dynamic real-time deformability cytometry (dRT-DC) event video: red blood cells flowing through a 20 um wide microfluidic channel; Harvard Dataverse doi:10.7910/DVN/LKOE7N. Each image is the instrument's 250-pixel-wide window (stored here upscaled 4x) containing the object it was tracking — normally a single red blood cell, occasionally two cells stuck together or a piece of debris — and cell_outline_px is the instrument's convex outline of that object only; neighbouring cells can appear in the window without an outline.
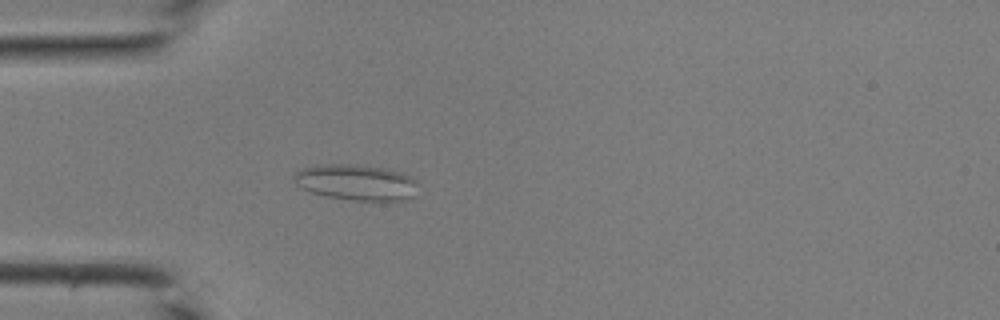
{"species": "common noctule bat (a hibernating species)", "species_latin": "Nyctalus noctula", "temperature_condition": "room temperature", "stored_images_in_passage": 42, "camera_frame_rate_fps": 3000, "um_per_image_px": 0.085, "animal": {"sex": "male", "body_mass_g": 19.0, "forearm_length_mm": 50.8}, "frame": {"image": 1, "passage_image": 12, "time_ms": 3.667, "image_size_px": [1000, 320], "cell_outline_px": [[416, 184], [412, 196], [400, 200], [384, 204], [328, 196], [312, 192], [296, 184], [292, 180], [292, 176], [300, 168], [324, 164], [352, 164], [388, 168], [400, 172], [416, 180]], "centroid_in_image_um": [30.27, 15.51], "position_along_channel_um": 54.7, "area_um2": 26.18}}
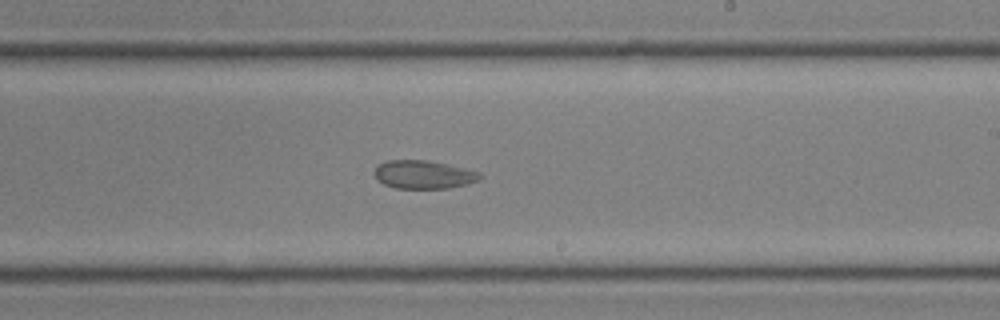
{"frame": {"image": 2, "passage_image": 25, "time_ms": 8.0, "image_size_px": [1000, 320], "cell_outline_px": [[484, 176], [480, 180], [448, 188], [396, 188], [384, 184], [372, 172], [376, 164], [388, 160], [428, 160], [480, 172]], "centroid_in_image_um": [35.98, 14.83], "position_along_channel_um": 253.0, "area_um2": 17.34}}
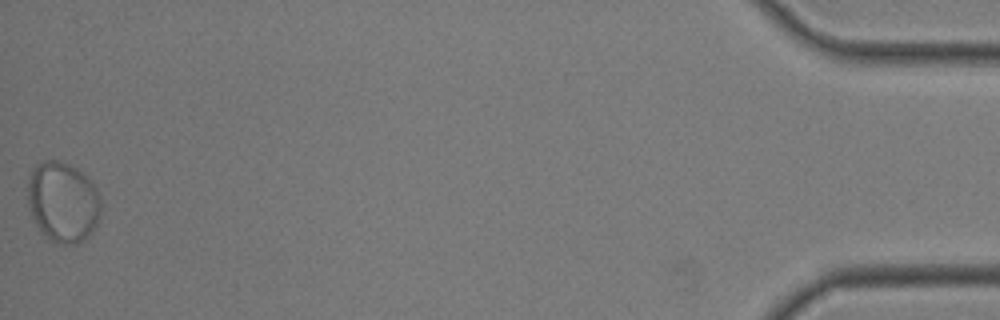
{"frame": {"image": 3, "passage_image": 42, "time_ms": 13.667, "image_size_px": [1000, 320], "cell_outline_px": [[100, 212], [96, 224], [92, 232], [88, 236], [76, 244], [60, 244], [52, 240], [36, 224], [28, 204], [28, 176], [32, 168], [36, 164], [44, 160], [56, 160], [68, 164], [76, 168], [96, 188], [100, 196]], "centroid_in_image_um": [5.33, 17.15], "position_along_channel_um": 429.9, "area_um2": 33.93}}